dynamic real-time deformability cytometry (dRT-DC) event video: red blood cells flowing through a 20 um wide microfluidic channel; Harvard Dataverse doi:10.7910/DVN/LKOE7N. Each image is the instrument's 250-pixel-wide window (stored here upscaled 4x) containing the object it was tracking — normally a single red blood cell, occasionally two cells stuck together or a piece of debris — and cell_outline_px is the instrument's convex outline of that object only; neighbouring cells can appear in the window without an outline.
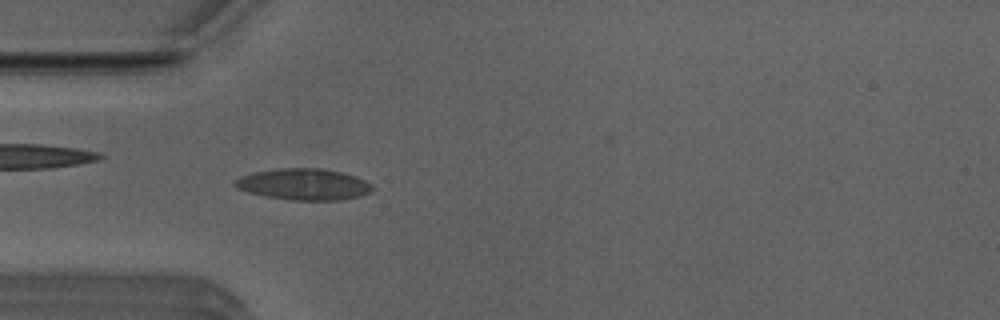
{"species": "Egyptian fruit bat (a non-hibernating species)", "species_latin": "Rousettus aegyptiacus", "temperature_condition": "room temperature", "stored_images_in_passage": 45, "camera_frame_rate_fps": 3000, "um_per_image_px": 0.085, "animal": {"sex": "male"}, "frame": {"image": 1, "passage_image": 14, "time_ms": 4.333, "image_size_px": [1000, 320], "cell_outline_px": [[372, 192], [360, 196], [340, 200], [288, 200], [264, 196], [248, 192], [232, 184], [236, 180], [244, 176], [256, 172], [280, 168], [320, 168], [340, 172], [356, 176], [372, 184]], "centroid_in_image_um": [25.86, 15.67], "position_along_channel_um": 59.1, "area_um2": 24.91}, "authors_computed_cell_mechanics": {"area_um2": 23.0044, "velocity_mm_per_s": 3.9537, "shape_relaxation_time_tau1_ms": 7.1724, "shape_relaxation_time_tau2_ms": 0.9435, "deformation_change_tau1": 0.1867, "deformation_change_tau2": 0.0606}}